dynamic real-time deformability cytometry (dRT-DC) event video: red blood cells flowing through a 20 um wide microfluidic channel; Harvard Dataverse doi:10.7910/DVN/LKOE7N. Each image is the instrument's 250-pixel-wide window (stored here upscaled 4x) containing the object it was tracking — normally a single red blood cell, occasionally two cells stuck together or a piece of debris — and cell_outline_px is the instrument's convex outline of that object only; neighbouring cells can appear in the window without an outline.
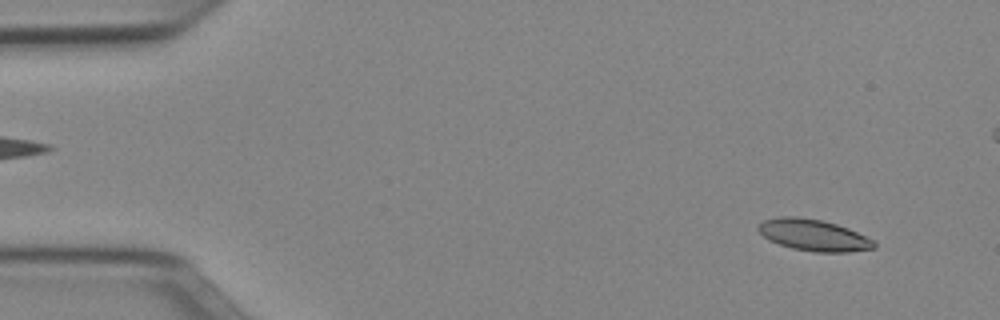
{"species": "Egyptian fruit bat (a non-hibernating species)", "species_latin": "Rousettus aegyptiacus", "temperature_condition": "cold", "stored_images_in_passage": 52, "camera_frame_rate_fps": 3000, "um_per_image_px": 0.085, "animal": {"sex": "female"}, "frame": {"image": 1, "passage_image": 4, "time_ms": 1.0, "image_size_px": [1000, 320], "cell_outline_px": [[876, 248], [848, 252], [816, 252], [792, 248], [780, 244], [764, 236], [756, 228], [764, 220], [780, 216], [796, 216], [820, 220], [836, 224], [848, 228], [872, 240], [876, 244]], "centroid_in_image_um": [69.16, 19.98], "position_along_channel_um": 15.8, "area_um2": 20.92}}
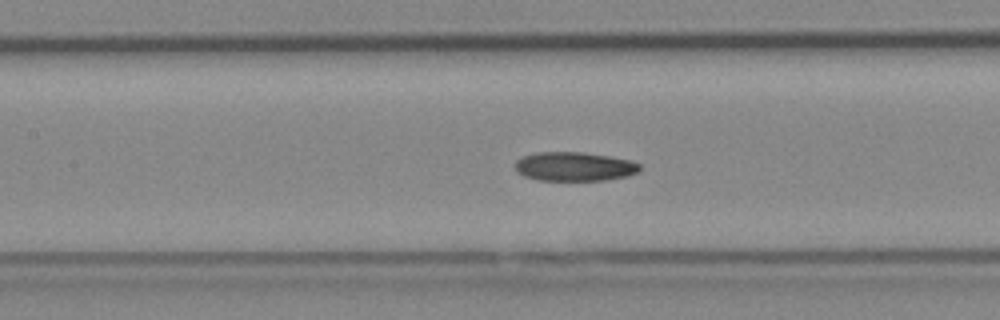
{"frame": {"image": 2, "passage_image": 23, "time_ms": 7.333, "image_size_px": [1000, 320], "cell_outline_px": [[640, 172], [628, 176], [604, 180], [536, 180], [524, 176], [516, 172], [516, 160], [520, 156], [536, 152], [584, 152], [632, 160], [640, 164]], "centroid_in_image_um": [48.82, 14.15], "position_along_channel_um": 158.6, "area_um2": 21.33}}
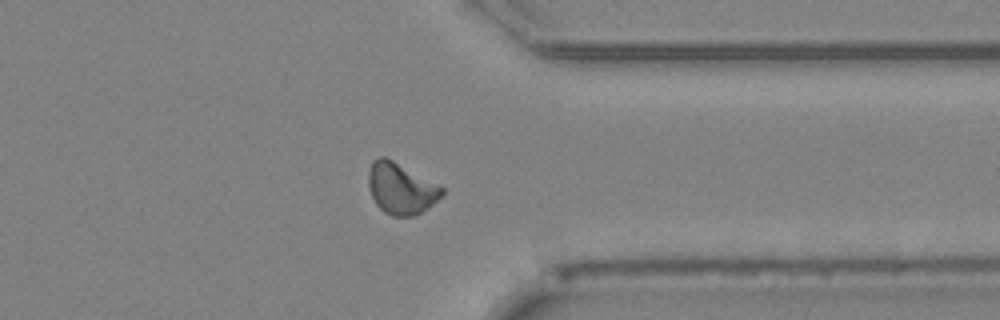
{"frame": {"image": 3, "passage_image": 40, "time_ms": 13.0, "image_size_px": [1000, 320], "cell_outline_px": [[444, 192], [428, 208], [412, 216], [392, 216], [384, 212], [376, 204], [372, 196], [368, 184], [368, 172], [372, 160], [380, 156], [384, 156], [392, 160], [444, 188]], "centroid_in_image_um": [34.04, 16.02], "position_along_channel_um": 377.4, "area_um2": 21.56}, "authors_computed_cell_mechanics": {"area_um2": 21.2704, "velocity_mm_per_s": 3.9326, "shape_relaxation_time_tau1_ms": 9.3585, "shape_relaxation_time_tau2_ms": null, "deformation_change_tau1": 0.1676, "deformation_change_tau2": null}}